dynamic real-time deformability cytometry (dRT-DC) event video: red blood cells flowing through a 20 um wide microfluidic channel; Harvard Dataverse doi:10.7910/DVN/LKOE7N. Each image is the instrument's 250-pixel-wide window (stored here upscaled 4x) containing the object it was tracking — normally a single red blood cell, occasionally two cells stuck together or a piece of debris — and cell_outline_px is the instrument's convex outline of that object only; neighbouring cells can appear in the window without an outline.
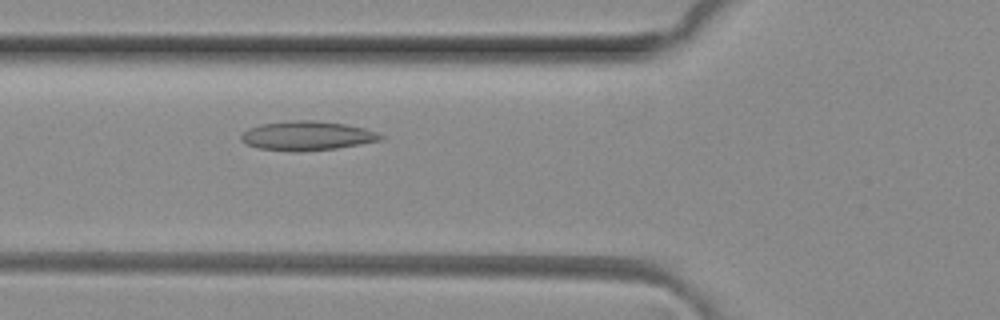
{"species": "common noctule bat (a hibernating species)", "species_latin": "Nyctalus noctula", "temperature_condition": "room temperature", "stored_images_in_passage": 4, "camera_frame_rate_fps": 3000, "um_per_image_px": 0.085, "animal": {"sex": "female", "body_mass_g": 29.2, "forearm_length_mm": 56.3}, "frame": {"image": 1, "passage_image": 4, "time_ms": 1.0, "image_size_px": [1000, 320], "cell_outline_px": [[384, 140], [336, 148], [296, 152], [260, 148], [248, 144], [240, 136], [248, 128], [260, 124], [292, 120], [316, 120], [344, 124], [364, 128], [376, 132], [384, 136]], "centroid_in_image_um": [26.13, 11.53], "position_along_channel_um": 99.7, "area_um2": 23.58}}